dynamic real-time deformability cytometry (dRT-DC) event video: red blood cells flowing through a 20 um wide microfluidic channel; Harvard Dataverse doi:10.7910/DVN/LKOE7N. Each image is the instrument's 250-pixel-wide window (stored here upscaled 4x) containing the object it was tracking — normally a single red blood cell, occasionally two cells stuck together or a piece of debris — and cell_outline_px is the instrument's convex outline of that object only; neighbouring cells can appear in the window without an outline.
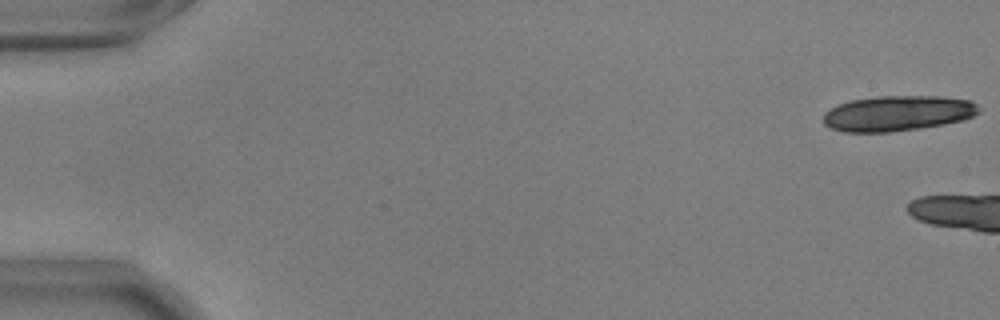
{"species": "common noctule bat (a hibernating species)", "species_latin": "Nyctalus noctula", "temperature_condition": "warm", "stored_images_in_passage": 5, "camera_frame_rate_fps": 3000, "um_per_image_px": 0.085, "animal": {"sex": "male", "body_mass_g": 17.9, "forearm_length_mm": 54.2}, "frame": {"image": 1, "passage_image": 1, "time_ms": 0.0, "image_size_px": [1000, 320], "cell_outline_px": [[980, 112], [964, 120], [944, 124], [888, 132], [844, 132], [828, 128], [824, 124], [824, 112], [836, 104], [848, 100], [876, 96], [936, 96], [968, 100], [976, 104], [980, 108]], "centroid_in_image_um": [76.24, 9.62], "position_along_channel_um": 8.8, "area_um2": 32.19}}